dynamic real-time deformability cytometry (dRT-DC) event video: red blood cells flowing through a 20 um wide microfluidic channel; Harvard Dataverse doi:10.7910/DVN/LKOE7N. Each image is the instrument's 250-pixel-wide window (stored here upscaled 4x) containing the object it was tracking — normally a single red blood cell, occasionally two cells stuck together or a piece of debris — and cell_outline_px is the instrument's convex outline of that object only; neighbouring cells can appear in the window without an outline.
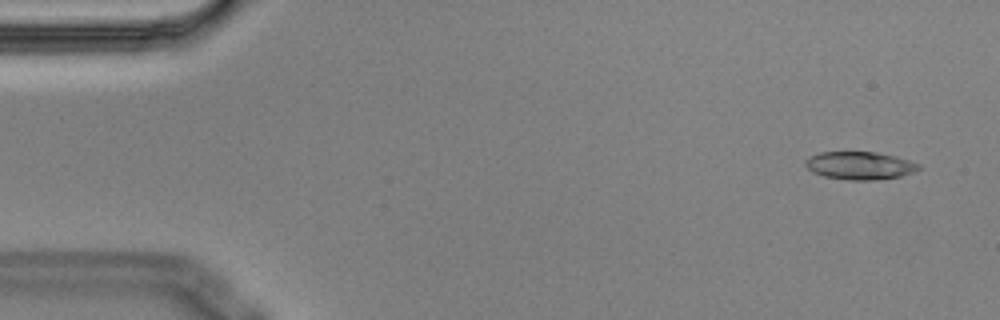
{"species": "Egyptian fruit bat (a non-hibernating species)", "species_latin": "Rousettus aegyptiacus", "temperature_condition": "cold", "stored_images_in_passage": 5, "camera_frame_rate_fps": 3000, "um_per_image_px": 0.085, "animal": {"sex": "male"}, "frame": {"image": 1, "passage_image": 1, "time_ms": 0.0, "image_size_px": [1000, 320], "cell_outline_px": [[920, 168], [912, 172], [900, 176], [876, 180], [848, 180], [824, 176], [812, 172], [804, 164], [804, 160], [808, 156], [820, 152], [876, 152], [896, 156], [920, 164]], "centroid_in_image_um": [73.04, 14.07], "position_along_channel_um": 12.0, "area_um2": 18.44}}